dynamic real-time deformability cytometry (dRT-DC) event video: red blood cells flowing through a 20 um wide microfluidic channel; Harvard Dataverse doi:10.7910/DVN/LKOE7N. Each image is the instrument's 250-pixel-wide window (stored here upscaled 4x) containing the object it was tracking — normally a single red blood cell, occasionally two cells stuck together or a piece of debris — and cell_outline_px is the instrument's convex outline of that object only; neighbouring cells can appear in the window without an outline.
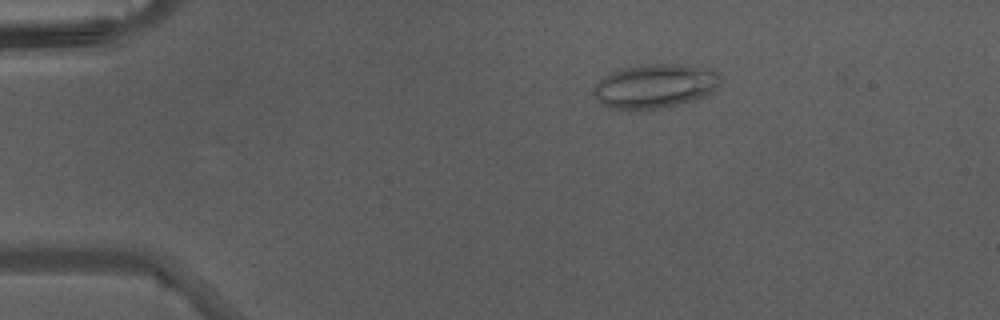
{"species": "Egyptian fruit bat (a non-hibernating species)", "species_latin": "Rousettus aegyptiacus", "temperature_condition": "warm", "stored_images_in_passage": 46, "camera_frame_rate_fps": 3000, "um_per_image_px": 0.085, "animal": {"sex": "male"}, "frame": {"image": 1, "passage_image": 9, "time_ms": 2.667, "image_size_px": [1000, 320], "cell_outline_px": [[720, 84], [708, 96], [696, 100], [680, 104], [660, 108], [628, 112], [612, 108], [600, 104], [596, 100], [592, 92], [592, 88], [604, 76], [620, 68], [640, 64], [680, 64], [712, 68], [720, 76]], "centroid_in_image_um": [55.65, 7.34], "position_along_channel_um": 29.3, "area_um2": 33.58}}
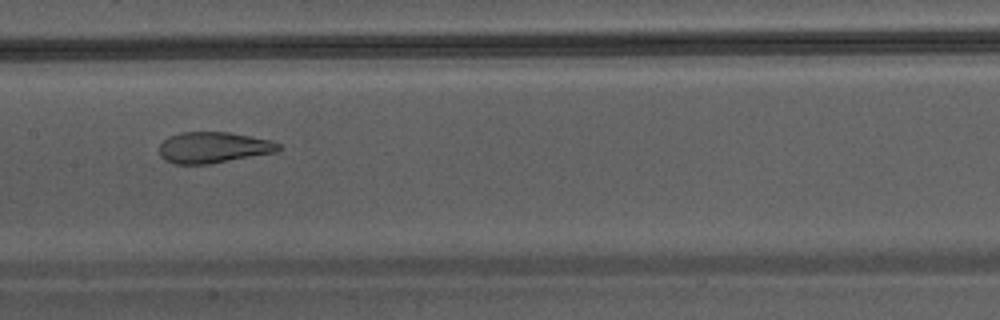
{"frame": {"image": 2, "passage_image": 24, "time_ms": 7.667, "image_size_px": [1000, 320], "cell_outline_px": [[280, 148], [276, 152], [208, 164], [176, 164], [164, 160], [160, 156], [160, 144], [168, 136], [180, 132], [228, 132], [252, 136], [272, 140], [280, 144]], "centroid_in_image_um": [18.12, 12.53], "position_along_channel_um": 189.3, "area_um2": 21.62}}
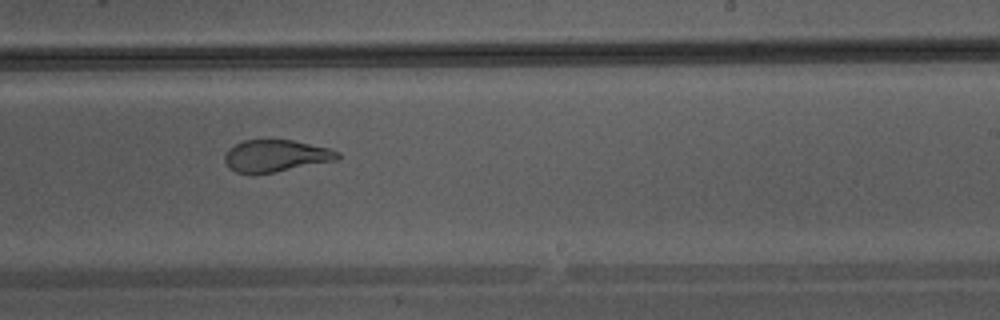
{"frame": {"image": 3, "passage_image": 29, "time_ms": 9.333, "image_size_px": [1000, 320], "cell_outline_px": [[340, 156], [336, 160], [272, 172], [236, 172], [228, 168], [224, 160], [224, 156], [228, 148], [244, 140], [292, 140], [328, 148], [340, 152]], "centroid_in_image_um": [23.42, 13.23], "position_along_channel_um": 265.6, "area_um2": 20.58}}